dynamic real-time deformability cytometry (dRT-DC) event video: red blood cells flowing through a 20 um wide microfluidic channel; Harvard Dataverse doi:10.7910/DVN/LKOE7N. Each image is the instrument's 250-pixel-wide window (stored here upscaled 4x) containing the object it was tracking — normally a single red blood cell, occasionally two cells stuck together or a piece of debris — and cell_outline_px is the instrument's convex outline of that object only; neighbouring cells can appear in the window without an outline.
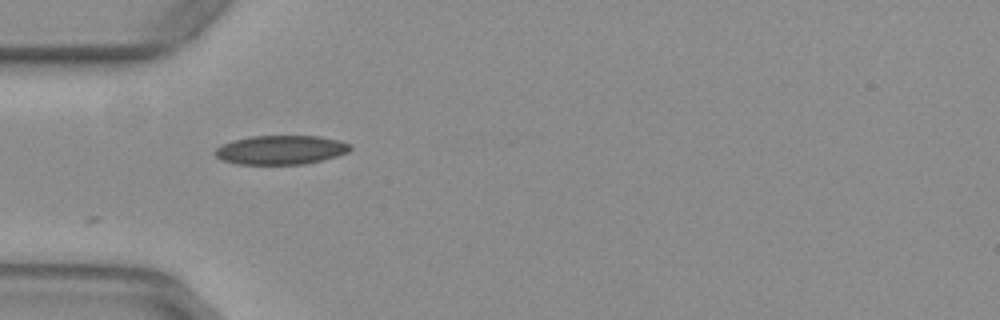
{"species": "common noctule bat (a hibernating species)", "species_latin": "Nyctalus noctula", "temperature_condition": "warm", "stored_images_in_passage": 2, "camera_frame_rate_fps": 3000, "um_per_image_px": 0.085, "animal": {"sex": "female", "body_mass_g": 29.2, "forearm_length_mm": 56.3}, "frame": {"image": 1, "passage_image": 1, "time_ms": 0.0, "image_size_px": [1000, 320], "cell_outline_px": [[352, 148], [348, 152], [336, 156], [304, 164], [236, 164], [220, 160], [216, 156], [216, 148], [232, 140], [252, 136], [320, 136], [340, 140], [352, 144]], "centroid_in_image_um": [23.89, 12.74], "position_along_channel_um": 61.1, "area_um2": 22.89}}